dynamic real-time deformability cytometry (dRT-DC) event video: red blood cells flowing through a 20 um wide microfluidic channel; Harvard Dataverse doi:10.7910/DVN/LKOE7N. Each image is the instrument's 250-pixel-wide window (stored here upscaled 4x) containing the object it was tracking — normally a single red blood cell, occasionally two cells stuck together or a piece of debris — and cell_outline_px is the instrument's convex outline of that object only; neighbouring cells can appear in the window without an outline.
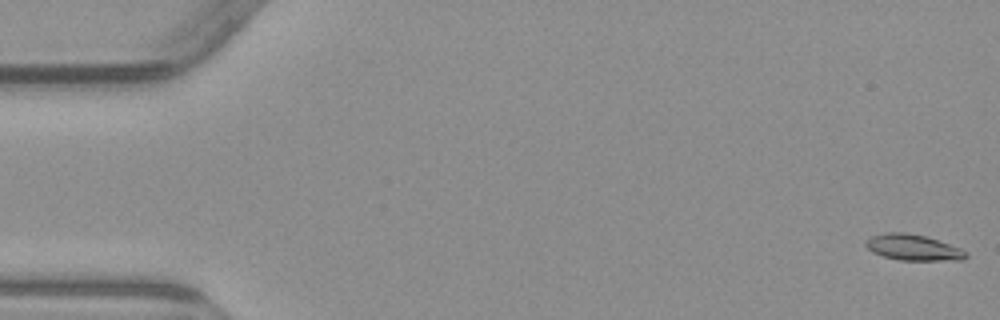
{"species": "common noctule bat (a hibernating species)", "species_latin": "Nyctalus noctula", "temperature_condition": "warm", "stored_images_in_passage": 4, "camera_frame_rate_fps": 3000, "um_per_image_px": 0.085, "animal": {"sex": "male", "body_mass_g": 23.1, "forearm_length_mm": 52.7}, "frame": {"image": 1, "passage_image": 1, "time_ms": 0.0, "image_size_px": [1000, 320], "cell_outline_px": [[968, 256], [964, 260], [900, 260], [884, 256], [872, 252], [864, 244], [872, 236], [884, 232], [904, 232], [924, 236], [960, 248], [968, 252]], "centroid_in_image_um": [77.63, 21.04], "position_along_channel_um": 7.4, "area_um2": 14.97}}